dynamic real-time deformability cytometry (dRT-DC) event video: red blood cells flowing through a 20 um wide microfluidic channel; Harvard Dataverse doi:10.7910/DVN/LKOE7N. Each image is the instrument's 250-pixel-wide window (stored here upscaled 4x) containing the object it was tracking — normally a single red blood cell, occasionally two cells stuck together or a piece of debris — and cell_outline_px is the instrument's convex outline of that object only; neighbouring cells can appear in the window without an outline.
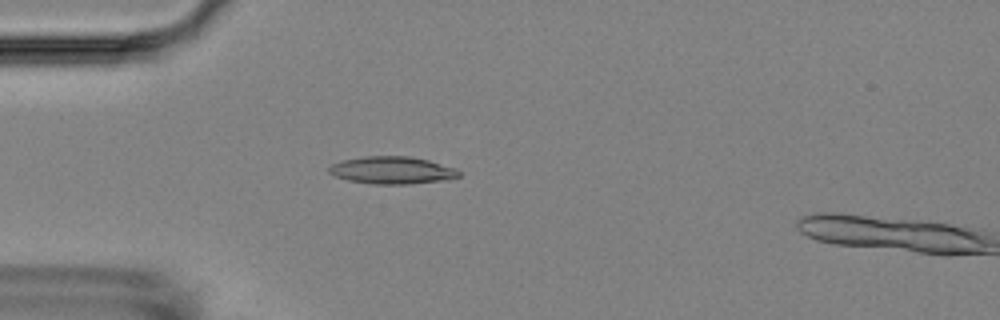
{"species": "Egyptian fruit bat (a non-hibernating species)", "species_latin": "Rousettus aegyptiacus", "temperature_condition": "room temperature", "stored_images_in_passage": 3, "camera_frame_rate_fps": 3000, "um_per_image_px": 0.085, "animal": {"sex": "female"}, "frame": {"image": 1, "passage_image": 1, "time_ms": 0.0, "image_size_px": [1000, 320], "cell_outline_px": [[460, 176], [448, 180], [408, 184], [376, 184], [348, 180], [336, 176], [328, 172], [328, 168], [332, 164], [340, 160], [364, 156], [408, 156], [428, 160], [456, 168], [460, 172]], "centroid_in_image_um": [33.34, 14.47], "position_along_channel_um": 51.7, "area_um2": 20.81}}